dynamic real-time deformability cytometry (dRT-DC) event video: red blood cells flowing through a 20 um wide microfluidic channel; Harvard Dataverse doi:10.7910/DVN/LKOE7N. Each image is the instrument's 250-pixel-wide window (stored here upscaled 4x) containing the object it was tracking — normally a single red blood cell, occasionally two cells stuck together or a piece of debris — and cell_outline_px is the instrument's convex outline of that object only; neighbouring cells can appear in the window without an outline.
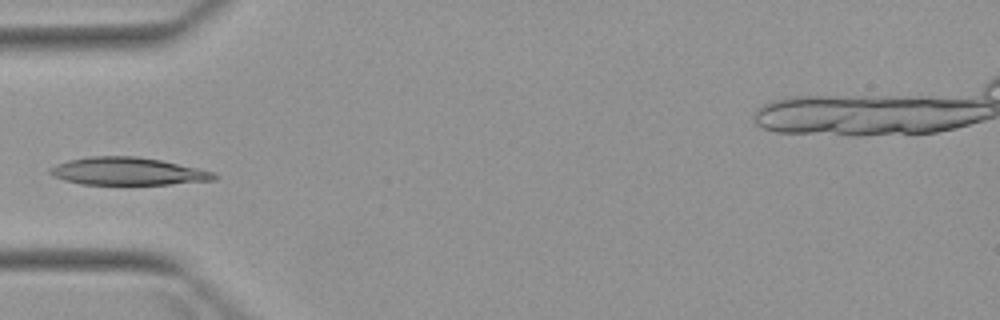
{"species": "Egyptian fruit bat (a non-hibernating species)", "species_latin": "Rousettus aegyptiacus", "temperature_condition": "warm", "stored_images_in_passage": 4, "camera_frame_rate_fps": 3000, "um_per_image_px": 0.085, "animal": {"sex": "female"}, "frame": {"image": 1, "passage_image": 4, "time_ms": 4.333, "image_size_px": [1000, 320], "cell_outline_px": [[220, 176], [216, 180], [168, 184], [80, 184], [64, 180], [52, 176], [48, 172], [48, 168], [56, 164], [68, 160], [92, 156], [136, 156], [160, 160], [216, 172]], "centroid_in_image_um": [10.86, 14.56], "position_along_channel_um": 74.1, "area_um2": 26.53}}